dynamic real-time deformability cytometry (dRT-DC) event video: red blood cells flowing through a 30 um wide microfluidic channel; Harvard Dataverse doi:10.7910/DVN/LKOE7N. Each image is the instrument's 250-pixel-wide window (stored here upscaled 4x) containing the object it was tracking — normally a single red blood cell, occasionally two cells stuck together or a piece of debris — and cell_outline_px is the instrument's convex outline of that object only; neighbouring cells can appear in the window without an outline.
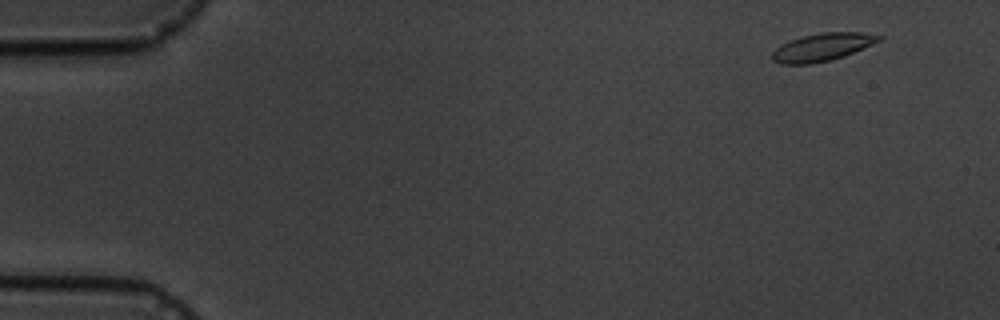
{"species": "common noctule bat (a hibernating species)", "species_latin": "Nyctalus noctula", "temperature_condition": "cold", "stored_images_in_passage": 11, "camera_frame_rate_fps": 3000, "um_per_image_px": 0.085, "animal": {"sex": "male", "body_mass_g": 19.5, "forearm_length_mm": 54.6}, "frame": {"image": 1, "passage_image": 2, "time_ms": 1.0, "image_size_px": [1000, 320], "cell_outline_px": [[884, 40], [844, 56], [812, 64], [780, 64], [772, 60], [772, 52], [776, 48], [792, 40], [804, 36], [820, 32], [864, 32], [884, 36]], "centroid_in_image_um": [69.97, 4.0], "position_along_channel_um": 15.0, "area_um2": 17.28}}
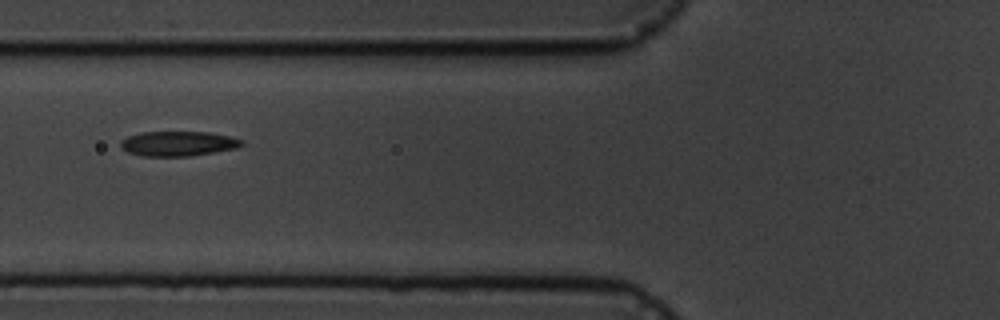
{"frame": {"image": 2, "passage_image": 7, "time_ms": 7.0, "image_size_px": [1000, 320], "cell_outline_px": [[244, 144], [236, 148], [188, 156], [144, 156], [128, 152], [120, 148], [120, 140], [128, 136], [144, 132], [208, 132], [228, 136], [244, 140]], "centroid_in_image_um": [15.11, 12.2], "position_along_channel_um": 110.7, "area_um2": 17.4}}
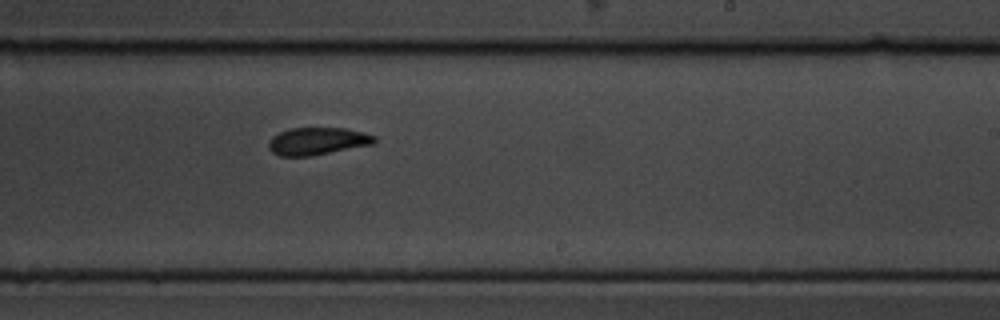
{"frame": {"image": 3, "passage_image": 11, "time_ms": 11.333, "image_size_px": [1000, 320], "cell_outline_px": [[376, 144], [312, 156], [280, 156], [272, 152], [268, 148], [268, 144], [272, 136], [288, 128], [344, 128], [364, 132], [376, 136]], "centroid_in_image_um": [27.01, 12.0], "position_along_channel_um": 262.0, "area_um2": 17.17}}